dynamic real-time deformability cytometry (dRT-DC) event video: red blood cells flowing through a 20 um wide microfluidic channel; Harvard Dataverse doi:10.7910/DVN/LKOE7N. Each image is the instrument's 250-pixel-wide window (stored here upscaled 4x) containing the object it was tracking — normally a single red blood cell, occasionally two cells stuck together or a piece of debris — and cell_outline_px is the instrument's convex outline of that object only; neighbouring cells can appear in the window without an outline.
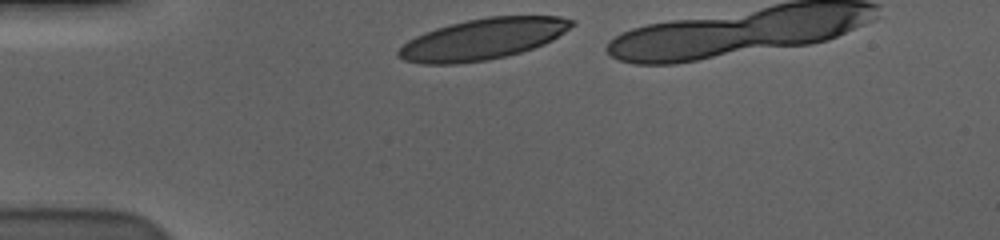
{"species": "human", "species_latin": "Homo sapiens", "temperature_condition": "cold", "stored_images_in_passage": 34, "camera_frame_rate_fps": 3000, "um_per_image_px": 0.085, "donor": {"sex": "male"}, "frame": {"image": 1, "passage_image": 1, "time_ms": 0.0, "image_size_px": [1000, 240], "cell_outline_px": [[576, 24], [552, 40], [544, 44], [520, 52], [488, 60], [456, 64], [420, 64], [404, 60], [396, 56], [396, 52], [408, 40], [424, 32], [448, 24], [488, 16], [560, 16], [576, 20]], "centroid_in_image_um": [41.03, 3.32], "position_along_channel_um": 44.0, "area_um2": 41.56}}
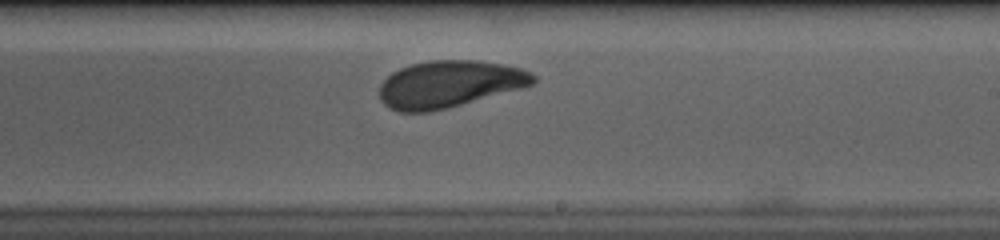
{"frame": {"image": 2, "passage_image": 21, "time_ms": 6.667, "image_size_px": [1000, 240], "cell_outline_px": [[536, 80], [532, 84], [524, 88], [448, 108], [428, 112], [400, 112], [388, 108], [380, 100], [380, 84], [392, 72], [400, 68], [412, 64], [432, 60], [476, 60], [500, 64], [520, 68], [536, 76]], "centroid_in_image_um": [38.18, 7.16], "position_along_channel_um": 250.8, "area_um2": 42.08}}
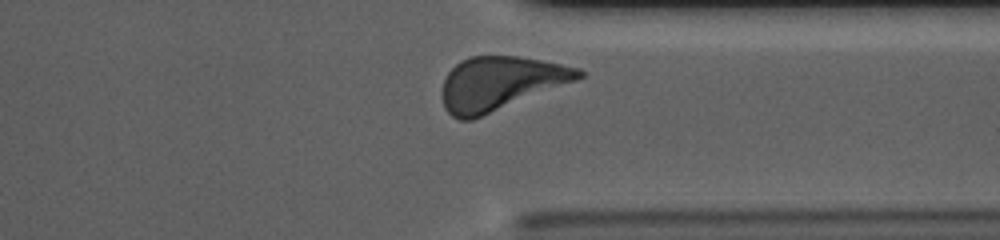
{"frame": {"image": 3, "passage_image": 31, "time_ms": 10.0, "image_size_px": [1000, 240], "cell_outline_px": [[584, 76], [576, 80], [472, 120], [460, 120], [452, 116], [444, 108], [440, 96], [440, 92], [444, 80], [448, 72], [460, 60], [472, 56], [520, 56], [580, 68], [584, 72]], "centroid_in_image_um": [42.47, 7.09], "position_along_channel_um": 368.9, "area_um2": 42.54}}